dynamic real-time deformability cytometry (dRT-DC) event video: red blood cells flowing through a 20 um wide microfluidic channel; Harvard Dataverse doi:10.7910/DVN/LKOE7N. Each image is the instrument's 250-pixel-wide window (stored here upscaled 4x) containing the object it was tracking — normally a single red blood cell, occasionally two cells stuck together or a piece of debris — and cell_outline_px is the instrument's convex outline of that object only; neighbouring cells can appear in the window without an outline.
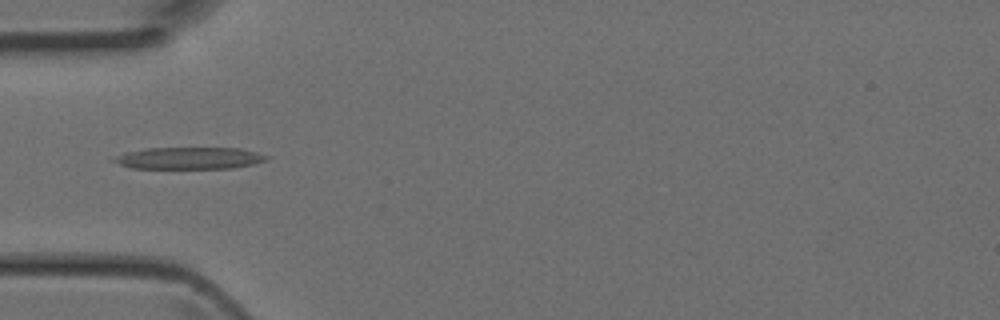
{"species": "Egyptian fruit bat (a non-hibernating species)", "species_latin": "Rousettus aegyptiacus", "temperature_condition": "room temperature", "stored_images_in_passage": 5, "camera_frame_rate_fps": 3000, "um_per_image_px": 0.085, "animal": {"sex": "female"}, "frame": {"image": 1, "passage_image": 3, "time_ms": 0.667, "image_size_px": [1000, 320], "cell_outline_px": [[268, 160], [252, 164], [232, 168], [132, 168], [108, 160], [112, 156], [124, 152], [148, 148], [240, 148], [256, 152], [268, 156]], "centroid_in_image_um": [16.02, 13.44], "position_along_channel_um": 69.0, "area_um2": 19.54}}
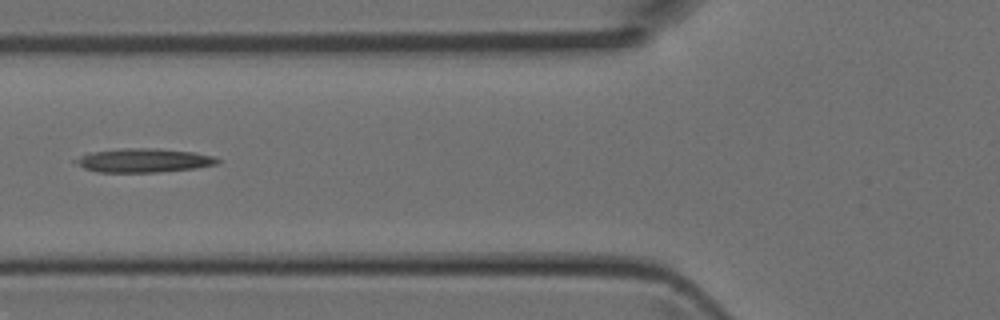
{"frame": {"image": 2, "passage_image": 4, "time_ms": 1.0, "image_size_px": [1000, 320], "cell_outline_px": [[220, 160], [216, 164], [196, 168], [156, 172], [96, 172], [84, 168], [76, 164], [72, 160], [88, 152], [124, 148], [156, 148], [192, 152], [216, 156]], "centroid_in_image_um": [12.17, 13.63], "position_along_channel_um": 113.6, "area_um2": 19.83}}
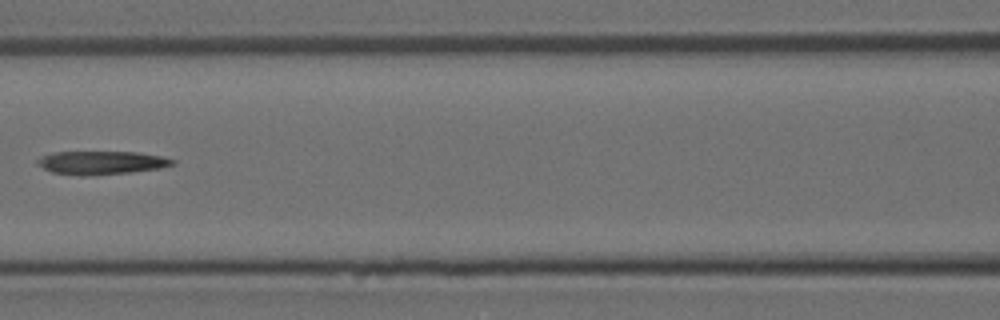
{"frame": {"image": 3, "passage_image": 5, "time_ms": 1.333, "image_size_px": [1000, 320], "cell_outline_px": [[176, 164], [160, 168], [132, 172], [88, 176], [80, 176], [52, 172], [36, 164], [36, 160], [40, 156], [56, 152], [136, 152], [160, 156], [176, 160]], "centroid_in_image_um": [8.61, 13.83], "position_along_channel_um": 158.0, "area_um2": 18.5}}